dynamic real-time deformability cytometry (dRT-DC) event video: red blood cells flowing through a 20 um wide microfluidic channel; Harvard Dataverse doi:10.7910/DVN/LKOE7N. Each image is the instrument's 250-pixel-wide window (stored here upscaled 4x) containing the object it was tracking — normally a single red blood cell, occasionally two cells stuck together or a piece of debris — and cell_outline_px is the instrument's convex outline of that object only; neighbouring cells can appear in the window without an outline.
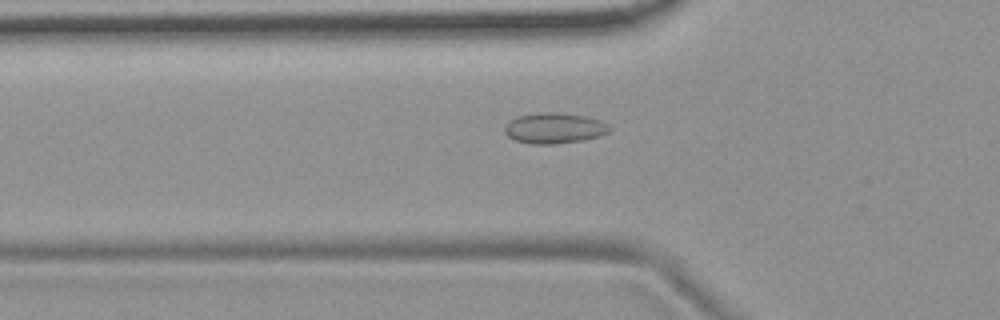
{"species": "common noctule bat (a hibernating species)", "species_latin": "Nyctalus noctula", "temperature_condition": "room temperature", "stored_images_in_passage": 55, "camera_frame_rate_fps": 3000, "um_per_image_px": 0.085, "animal": {"sex": "female", "body_mass_g": 19.9}, "frame": {"image": 1, "passage_image": 19, "time_ms": 6.0, "image_size_px": [1000, 320], "cell_outline_px": [[612, 128], [608, 132], [600, 136], [580, 140], [552, 144], [532, 144], [516, 140], [508, 136], [504, 132], [504, 128], [508, 120], [516, 116], [540, 112], [556, 112], [588, 116], [600, 120], [608, 124]], "centroid_in_image_um": [47.11, 10.87], "position_along_channel_um": 78.7, "area_um2": 18.84}}
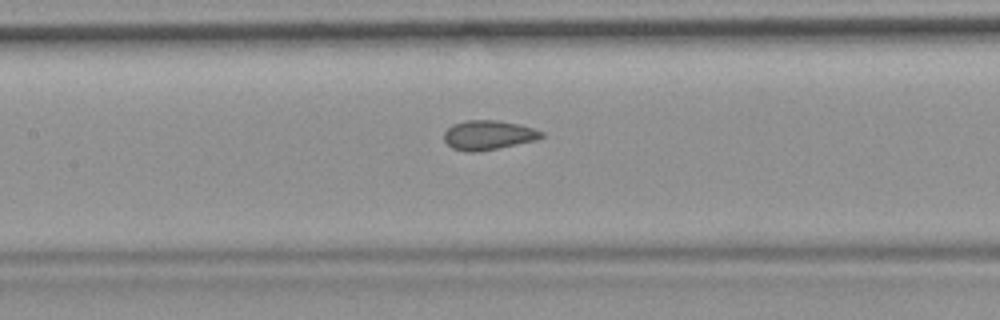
{"frame": {"image": 2, "passage_image": 26, "time_ms": 8.333, "image_size_px": [1000, 320], "cell_outline_px": [[544, 136], [536, 140], [476, 152], [472, 152], [452, 148], [444, 140], [444, 132], [452, 124], [464, 120], [496, 120], [520, 124], [544, 132]], "centroid_in_image_um": [41.5, 11.46], "position_along_channel_um": 165.9, "area_um2": 16.59}}
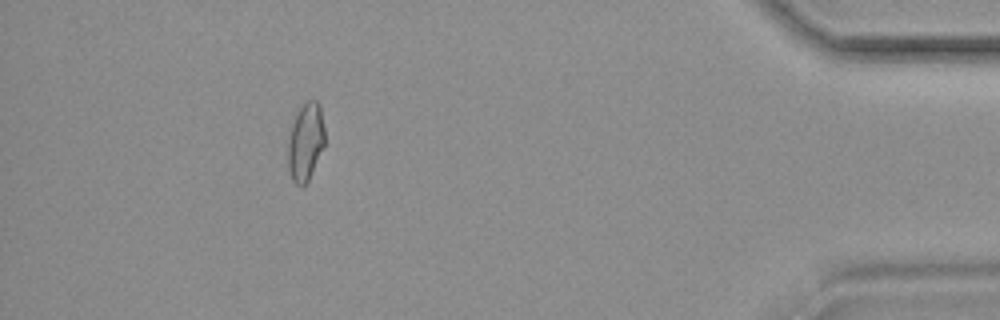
{"frame": {"image": 3, "passage_image": 50, "time_ms": 16.333, "image_size_px": [1000, 320], "cell_outline_px": [[324, 144], [308, 180], [304, 188], [300, 188], [292, 180], [288, 168], [288, 136], [292, 124], [300, 108], [308, 100], [316, 100], [320, 104], [324, 128]], "centroid_in_image_um": [25.96, 12.08], "position_along_channel_um": 409.2, "area_um2": 16.59}, "authors_computed_cell_mechanics": {"area_um2": 17.1088, "velocity_mm_per_s": 3.7153, "shape_relaxation_time_tau1_ms": null, "shape_relaxation_time_tau2_ms": 1.2995, "deformation_change_tau1": null, "deformation_change_tau2": 0.0684}}